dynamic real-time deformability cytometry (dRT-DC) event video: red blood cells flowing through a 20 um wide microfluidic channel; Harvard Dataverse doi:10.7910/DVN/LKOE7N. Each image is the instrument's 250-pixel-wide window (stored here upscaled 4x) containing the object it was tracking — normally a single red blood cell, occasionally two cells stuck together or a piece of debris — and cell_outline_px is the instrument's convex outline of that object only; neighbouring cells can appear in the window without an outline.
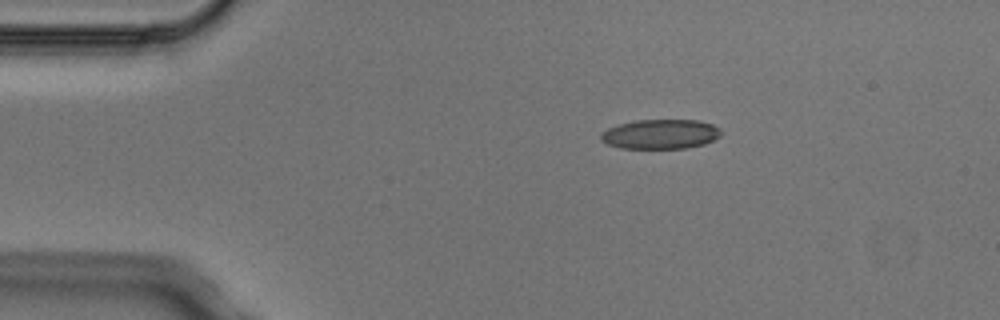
{"species": "Egyptian fruit bat (a non-hibernating species)", "species_latin": "Rousettus aegyptiacus", "temperature_condition": "cold", "stored_images_in_passage": 3, "camera_frame_rate_fps": 3000, "um_per_image_px": 0.085, "animal": {"sex": "male"}, "frame": {"image": 1, "passage_image": 3, "time_ms": 0.667, "image_size_px": [1000, 320], "cell_outline_px": [[724, 132], [720, 136], [704, 144], [688, 148], [620, 148], [608, 144], [600, 140], [600, 132], [608, 128], [620, 124], [636, 120], [700, 120], [712, 124], [720, 128]], "centroid_in_image_um": [56.16, 11.4], "position_along_channel_um": 28.8, "area_um2": 20.87}}